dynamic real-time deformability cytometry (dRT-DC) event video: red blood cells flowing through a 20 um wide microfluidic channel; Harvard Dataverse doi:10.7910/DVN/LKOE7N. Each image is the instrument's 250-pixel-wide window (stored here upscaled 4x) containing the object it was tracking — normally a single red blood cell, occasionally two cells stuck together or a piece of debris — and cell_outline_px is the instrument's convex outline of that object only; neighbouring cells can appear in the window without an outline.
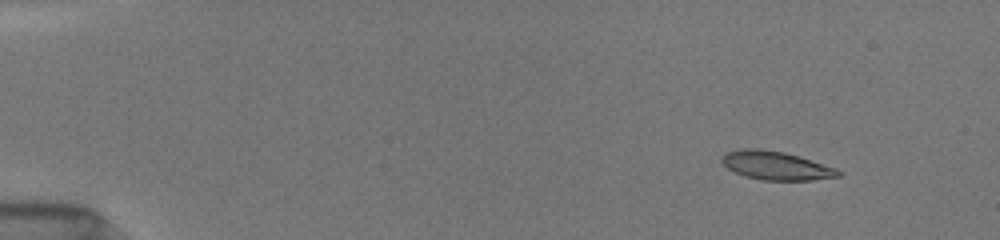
{"species": "common noctule bat (a hibernating species)", "species_latin": "Nyctalus noctula", "temperature_condition": "room temperature", "stored_images_in_passage": 18, "camera_frame_rate_fps": 3000, "um_per_image_px": 0.085, "animal": {"sex": "female", "body_mass_g": 19.5, "forearm_length_mm": 54.1}, "frame": {"image": 1, "passage_image": 5, "time_ms": 1.667, "image_size_px": [1000, 240], "cell_outline_px": [[844, 172], [840, 176], [812, 180], [760, 180], [744, 176], [728, 168], [720, 160], [720, 156], [728, 152], [744, 148], [760, 148], [784, 152], [836, 168]], "centroid_in_image_um": [65.95, 14.08], "position_along_channel_um": 19.0, "area_um2": 19.31}}
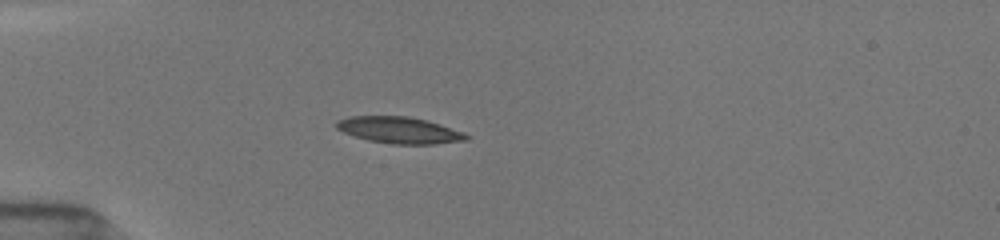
{"frame": {"image": 2, "passage_image": 14, "time_ms": 5.0, "image_size_px": [1000, 240], "cell_outline_px": [[472, 136], [468, 140], [436, 144], [392, 144], [368, 140], [344, 132], [336, 128], [336, 120], [352, 116], [408, 116], [428, 120], [464, 132]], "centroid_in_image_um": [34.0, 11.06], "position_along_channel_um": 51.0, "area_um2": 20.17}}
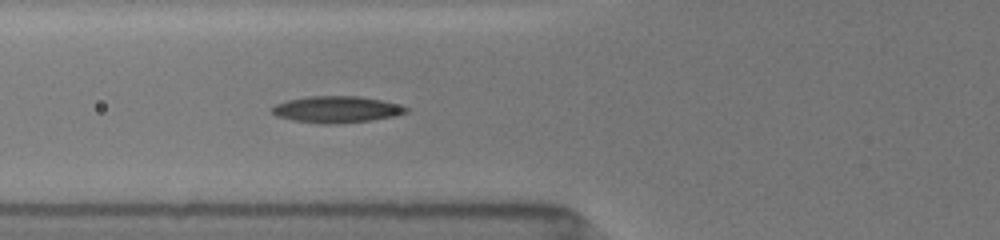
{"frame": {"image": 3, "passage_image": 18, "time_ms": 6.667, "image_size_px": [1000, 240], "cell_outline_px": [[408, 112], [396, 116], [372, 120], [336, 124], [320, 124], [292, 120], [276, 116], [272, 112], [272, 108], [276, 104], [288, 100], [308, 96], [360, 96], [400, 104], [408, 108]], "centroid_in_image_um": [28.63, 9.31], "position_along_channel_um": 97.2, "area_um2": 20.87}}